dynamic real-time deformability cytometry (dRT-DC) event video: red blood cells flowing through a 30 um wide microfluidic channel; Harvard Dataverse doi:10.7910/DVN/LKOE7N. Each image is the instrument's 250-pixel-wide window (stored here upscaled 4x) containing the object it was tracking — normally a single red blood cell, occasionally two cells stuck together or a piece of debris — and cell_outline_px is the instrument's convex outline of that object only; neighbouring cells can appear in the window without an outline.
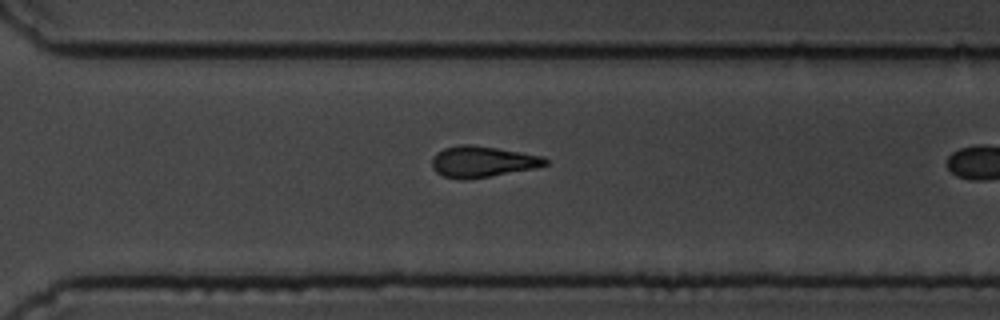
{"species": "common noctule bat (a hibernating species)", "species_latin": "Nyctalus noctula", "temperature_condition": "cold", "stored_images_in_passage": 13, "camera_frame_rate_fps": 3000, "um_per_image_px": 0.085, "animal": {"sex": "male", "body_mass_g": 19.5, "forearm_length_mm": 54.6}, "frame": {"image": 1, "passage_image": 13, "time_ms": 15.667, "image_size_px": [1000, 320], "cell_outline_px": [[548, 164], [536, 168], [464, 180], [460, 180], [444, 176], [436, 172], [432, 168], [432, 156], [436, 152], [444, 148], [460, 144], [468, 144], [496, 148], [544, 156], [548, 160]], "centroid_in_image_um": [40.98, 13.74], "position_along_channel_um": 329.6, "area_um2": 20.52}}